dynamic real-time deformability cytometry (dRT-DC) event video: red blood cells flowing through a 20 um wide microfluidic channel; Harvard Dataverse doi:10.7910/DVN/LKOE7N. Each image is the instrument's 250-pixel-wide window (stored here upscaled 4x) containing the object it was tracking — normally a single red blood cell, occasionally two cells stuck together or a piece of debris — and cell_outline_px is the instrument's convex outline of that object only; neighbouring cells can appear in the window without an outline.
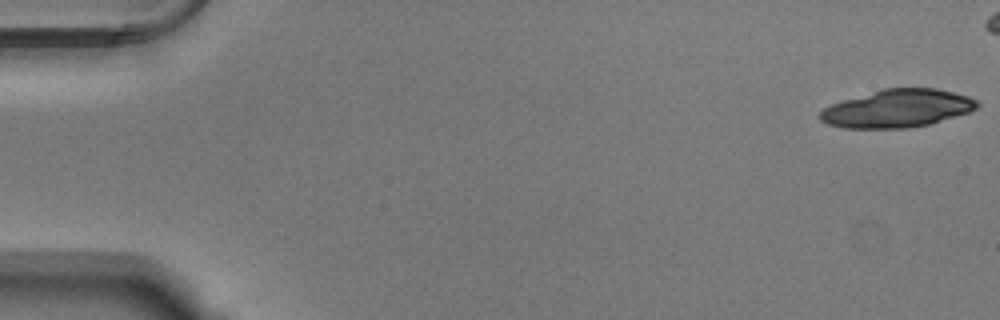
{"species": "Egyptian fruit bat (a non-hibernating species)", "species_latin": "Rousettus aegyptiacus", "temperature_condition": "warm", "stored_images_in_passage": 13, "camera_frame_rate_fps": 3000, "um_per_image_px": 0.085, "animal": {"sex": "male"}, "frame": {"image": 1, "passage_image": 1, "time_ms": 0.0, "image_size_px": [1000, 320], "cell_outline_px": [[980, 104], [976, 108], [968, 112], [928, 124], [908, 128], [844, 128], [828, 124], [820, 120], [820, 112], [824, 108], [832, 104], [844, 100], [884, 88], [936, 88], [968, 96], [976, 100]], "centroid_in_image_um": [76.27, 9.22], "position_along_channel_um": 8.7, "area_um2": 34.28}}